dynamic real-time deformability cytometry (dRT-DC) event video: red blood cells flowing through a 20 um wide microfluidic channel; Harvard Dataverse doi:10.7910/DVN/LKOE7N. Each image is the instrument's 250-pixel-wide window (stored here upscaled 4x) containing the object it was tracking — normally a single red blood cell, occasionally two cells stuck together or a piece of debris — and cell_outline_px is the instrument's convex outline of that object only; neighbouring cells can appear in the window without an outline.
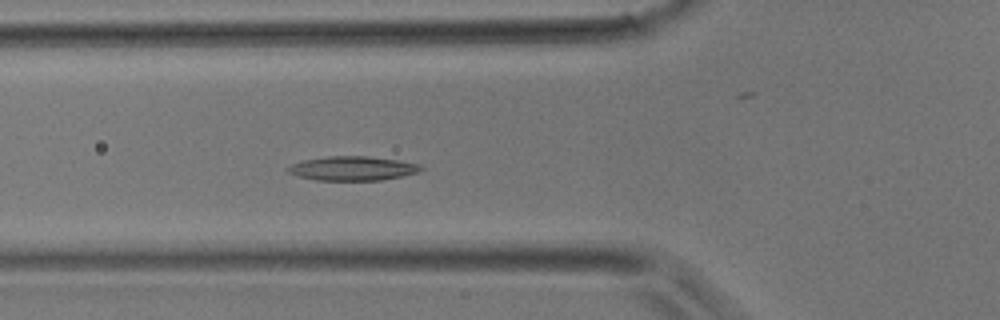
{"species": "common noctule bat (a hibernating species)", "species_latin": "Nyctalus noctula", "temperature_condition": "room temperature", "stored_images_in_passage": 39, "camera_frame_rate_fps": 3000, "um_per_image_px": 0.085, "animal": {"sex": "male", "body_mass_g": 17.9}, "frame": {"image": 1, "passage_image": 12, "time_ms": 3.667, "image_size_px": [1000, 320], "cell_outline_px": [[424, 168], [420, 172], [380, 180], [316, 180], [296, 176], [288, 172], [288, 168], [292, 164], [304, 160], [328, 156], [368, 156], [400, 160], [420, 164]], "centroid_in_image_um": [30.0, 14.31], "position_along_channel_um": 95.8, "area_um2": 18.73}}
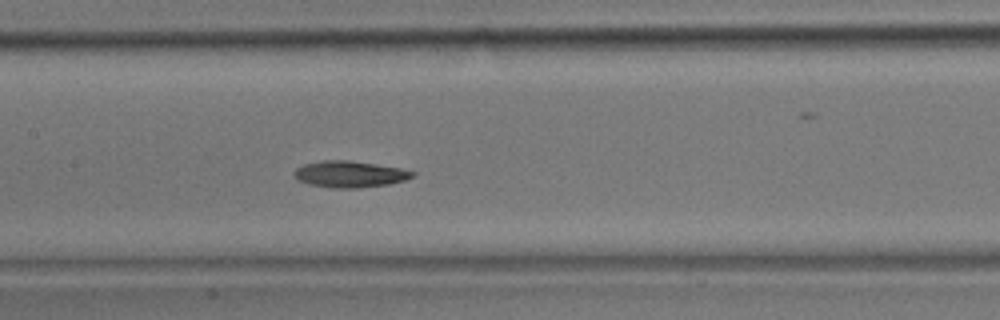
{"frame": {"image": 2, "passage_image": 17, "time_ms": 5.333, "image_size_px": [1000, 320], "cell_outline_px": [[416, 176], [404, 180], [388, 184], [356, 188], [336, 188], [308, 184], [296, 180], [292, 176], [292, 172], [296, 168], [304, 164], [324, 160], [348, 160], [376, 164], [400, 168], [416, 172]], "centroid_in_image_um": [29.69, 14.8], "position_along_channel_um": 177.7, "area_um2": 18.32}}
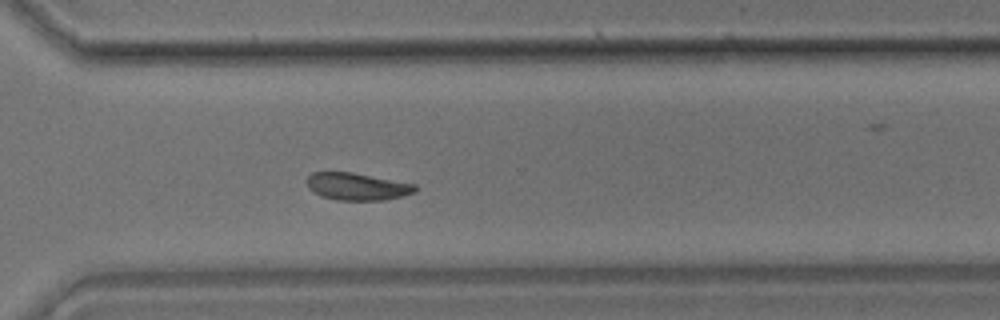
{"frame": {"image": 3, "passage_image": 27, "time_ms": 8.667, "image_size_px": [1000, 320], "cell_outline_px": [[416, 192], [404, 196], [384, 200], [336, 200], [320, 196], [312, 192], [308, 188], [304, 180], [312, 172], [352, 172], [416, 184]], "centroid_in_image_um": [30.32, 15.85], "position_along_channel_um": 340.3, "area_um2": 17.51}}